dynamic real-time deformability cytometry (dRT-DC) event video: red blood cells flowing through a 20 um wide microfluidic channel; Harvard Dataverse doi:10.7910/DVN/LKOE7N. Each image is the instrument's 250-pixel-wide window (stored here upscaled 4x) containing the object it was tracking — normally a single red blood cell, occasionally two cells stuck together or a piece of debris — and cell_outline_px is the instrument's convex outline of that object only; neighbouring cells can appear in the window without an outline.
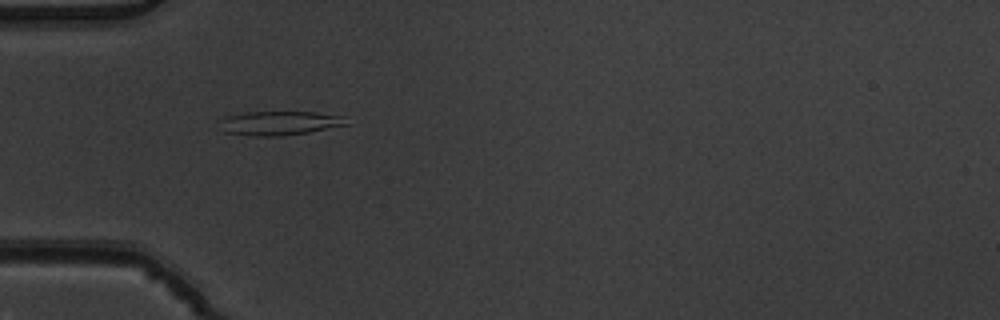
{"species": "common noctule bat (a hibernating species)", "species_latin": "Nyctalus noctula", "temperature_condition": "warm", "stored_images_in_passage": 5, "camera_frame_rate_fps": 3000, "um_per_image_px": 0.085, "animal": {"sex": "male", "body_mass_g": 19.5, "forearm_length_mm": 54.6}, "frame": {"image": 1, "passage_image": 5, "time_ms": 1.333, "image_size_px": [1000, 320], "cell_outline_px": [[352, 124], [308, 132], [280, 136], [252, 136], [224, 132], [216, 120], [224, 116], [244, 112], [316, 112], [344, 116]], "centroid_in_image_um": [23.73, 10.46], "position_along_channel_um": 61.3, "area_um2": 18.15}}